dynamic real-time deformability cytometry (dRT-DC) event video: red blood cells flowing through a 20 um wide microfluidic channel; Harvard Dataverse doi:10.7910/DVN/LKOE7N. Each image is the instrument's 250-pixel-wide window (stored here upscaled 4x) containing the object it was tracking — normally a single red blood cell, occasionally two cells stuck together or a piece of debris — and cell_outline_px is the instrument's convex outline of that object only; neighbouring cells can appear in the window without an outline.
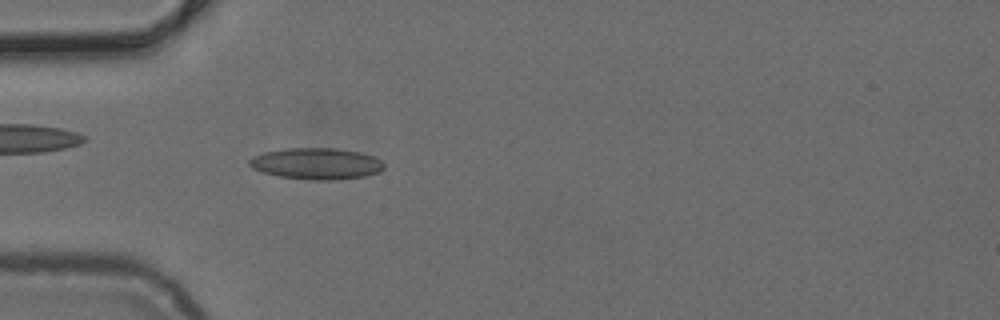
{"species": "common noctule bat (a hibernating species)", "species_latin": "Nyctalus noctula", "temperature_condition": "cold", "stored_images_in_passage": 38, "camera_frame_rate_fps": 3000, "um_per_image_px": 0.085, "animal": {"sex": "female", "body_mass_g": 24.6, "forearm_length_mm": 56.2}, "frame": {"image": 1, "passage_image": 3, "time_ms": 0.667, "image_size_px": [1000, 320], "cell_outline_px": [[384, 168], [380, 172], [364, 176], [332, 180], [316, 180], [280, 176], [264, 172], [252, 168], [248, 164], [248, 160], [252, 156], [264, 152], [288, 148], [336, 148], [360, 152], [376, 156], [384, 164]], "centroid_in_image_um": [26.92, 13.9], "position_along_channel_um": 58.1, "area_um2": 24.62}}
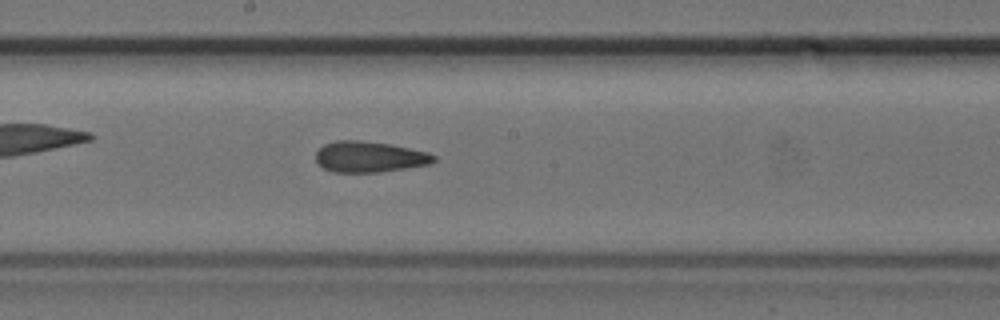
{"frame": {"image": 2, "passage_image": 15, "time_ms": 4.667, "image_size_px": [1000, 320], "cell_outline_px": [[436, 160], [428, 164], [380, 172], [332, 172], [324, 168], [316, 160], [316, 152], [324, 144], [336, 140], [360, 140], [392, 144], [428, 152], [436, 156]], "centroid_in_image_um": [31.4, 13.32], "position_along_channel_um": 216.8, "area_um2": 21.21}}
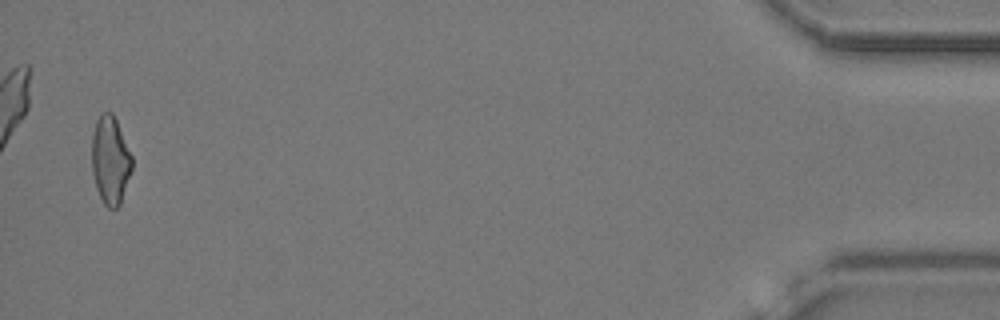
{"frame": {"image": 3, "passage_image": 37, "time_ms": 12.0, "image_size_px": [1000, 320], "cell_outline_px": [[132, 168], [120, 204], [116, 208], [108, 208], [104, 204], [96, 188], [92, 172], [92, 132], [96, 120], [104, 112], [112, 112], [116, 120], [132, 156]], "centroid_in_image_um": [9.36, 13.62], "position_along_channel_um": 425.8, "area_um2": 20.46}}